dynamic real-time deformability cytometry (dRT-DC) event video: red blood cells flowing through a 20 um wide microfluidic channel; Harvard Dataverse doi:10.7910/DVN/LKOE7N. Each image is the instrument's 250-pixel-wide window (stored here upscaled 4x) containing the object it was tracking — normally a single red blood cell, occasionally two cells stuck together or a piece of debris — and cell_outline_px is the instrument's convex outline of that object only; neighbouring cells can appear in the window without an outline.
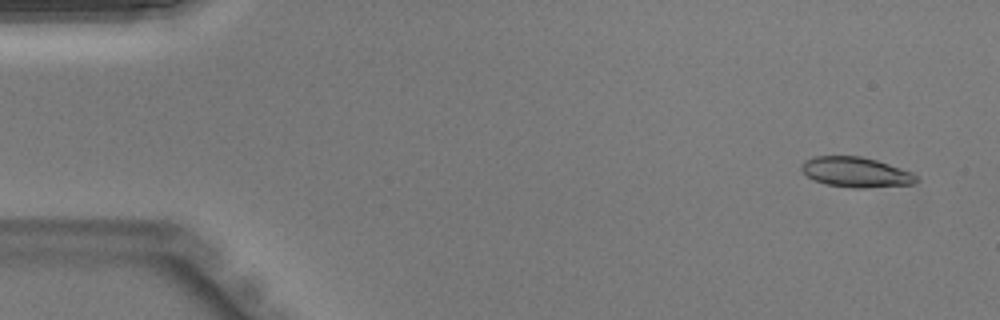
{"species": "Egyptian fruit bat (a non-hibernating species)", "species_latin": "Rousettus aegyptiacus", "temperature_condition": "warm", "stored_images_in_passage": 31, "camera_frame_rate_fps": 3000, "um_per_image_px": 0.085, "animal": {"sex": "male"}, "frame": {"image": 1, "passage_image": 3, "time_ms": 0.667, "image_size_px": [1000, 320], "cell_outline_px": [[900, 172], [888, 184], [836, 184], [820, 180], [832, 156], [844, 156], [868, 160], [892, 168]], "centroid_in_image_um": [72.86, 14.6], "position_along_channel_um": 12.1, "area_um2": 11.85}}
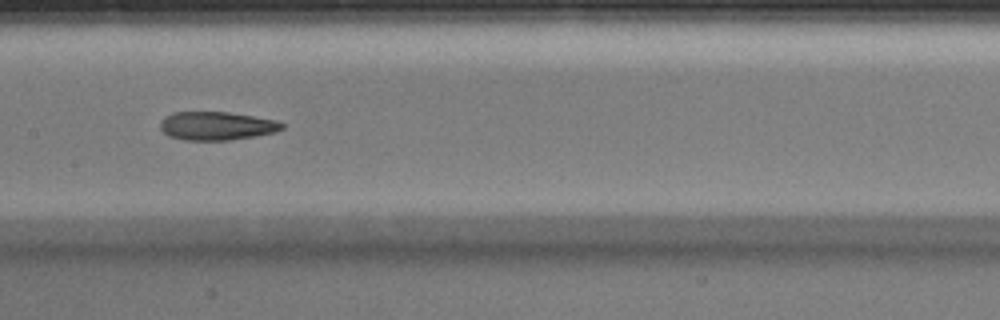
{"frame": {"image": 2, "passage_image": 22, "time_ms": 7.0, "image_size_px": [1000, 320], "cell_outline_px": [[280, 124], [276, 128], [264, 132], [236, 136], [180, 136], [172, 132], [204, 112], [212, 112], [240, 116]], "centroid_in_image_um": [18.99, 10.69], "position_along_channel_um": 188.4, "area_um2": 12.37}}
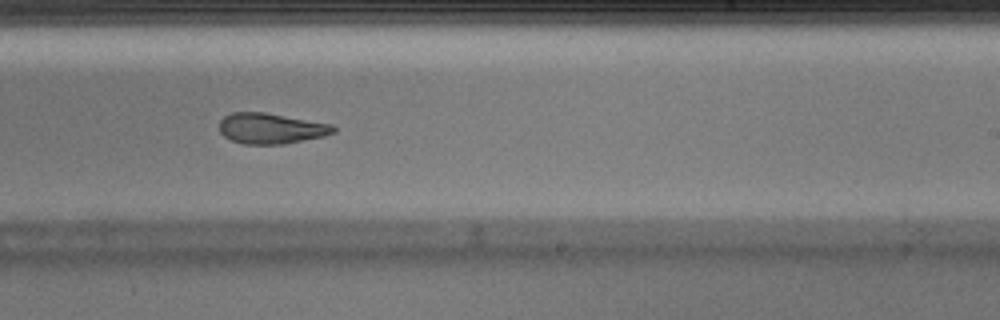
{"frame": {"image": 3, "passage_image": 27, "time_ms": 8.667, "image_size_px": [1000, 320], "cell_outline_px": [[332, 128], [328, 132], [312, 136], [292, 140], [240, 140], [248, 116], [272, 116], [316, 124]], "centroid_in_image_um": [23.75, 10.96], "position_along_channel_um": 265.3, "area_um2": 11.56}}